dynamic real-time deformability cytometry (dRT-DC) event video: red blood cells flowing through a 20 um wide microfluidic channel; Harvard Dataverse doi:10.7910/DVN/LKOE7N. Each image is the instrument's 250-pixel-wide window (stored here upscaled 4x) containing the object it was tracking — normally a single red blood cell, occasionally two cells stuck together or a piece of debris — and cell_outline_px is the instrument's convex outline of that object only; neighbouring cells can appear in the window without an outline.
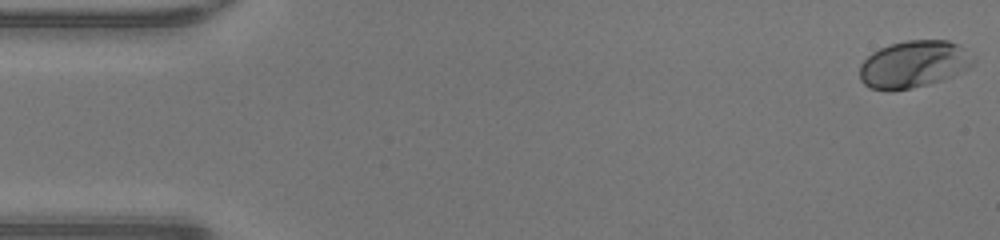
{"species": "human", "species_latin": "Homo sapiens", "temperature_condition": "warm", "stored_images_in_passage": 48, "camera_frame_rate_fps": 3000, "um_per_image_px": 0.085, "donor": {"sex": "male"}, "frame": {"image": 1, "passage_image": 1, "time_ms": 0.0, "image_size_px": [1000, 240], "cell_outline_px": [[976, 60], [968, 68], [944, 80], [912, 88], [892, 92], [868, 88], [860, 80], [860, 64], [872, 52], [880, 48], [892, 44], [908, 40], [948, 40], [964, 48]], "centroid_in_image_um": [77.64, 5.48], "position_along_channel_um": 7.4, "area_um2": 31.33}}
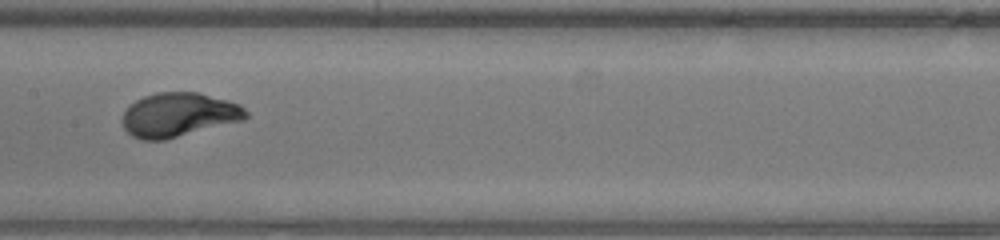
{"frame": {"image": 2, "passage_image": 24, "time_ms": 7.667, "image_size_px": [1000, 240], "cell_outline_px": [[248, 116], [244, 120], [164, 140], [140, 140], [132, 136], [124, 128], [124, 112], [136, 100], [144, 96], [156, 92], [196, 92], [228, 100], [240, 104], [248, 112]], "centroid_in_image_um": [15.22, 9.76], "position_along_channel_um": 192.2, "area_um2": 31.56}}
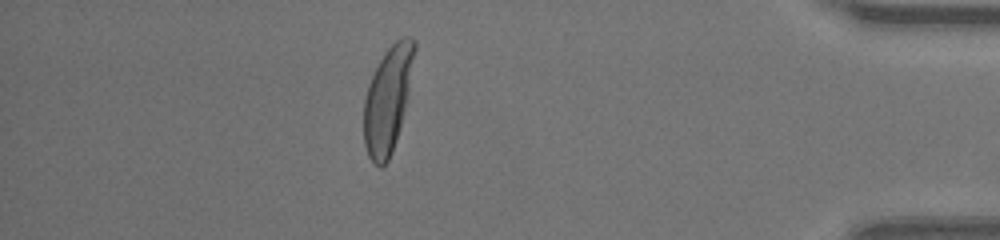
{"frame": {"image": 3, "passage_image": 42, "time_ms": 13.667, "image_size_px": [1000, 240], "cell_outline_px": [[416, 48], [408, 96], [396, 140], [392, 152], [388, 160], [380, 168], [368, 156], [364, 144], [364, 100], [368, 84], [384, 52], [400, 36], [408, 36], [416, 40]], "centroid_in_image_um": [32.97, 8.42], "position_along_channel_um": 402.2, "area_um2": 31.1}, "authors_computed_cell_mechanics": {"area_um2": 30.7785, "velocity_mm_per_s": 4.3158, "shape_relaxation_time_tau1_ms": 2.0023, "shape_relaxation_time_tau2_ms": null, "deformation_change_tau1": 0.1861, "deformation_change_tau2": null}}